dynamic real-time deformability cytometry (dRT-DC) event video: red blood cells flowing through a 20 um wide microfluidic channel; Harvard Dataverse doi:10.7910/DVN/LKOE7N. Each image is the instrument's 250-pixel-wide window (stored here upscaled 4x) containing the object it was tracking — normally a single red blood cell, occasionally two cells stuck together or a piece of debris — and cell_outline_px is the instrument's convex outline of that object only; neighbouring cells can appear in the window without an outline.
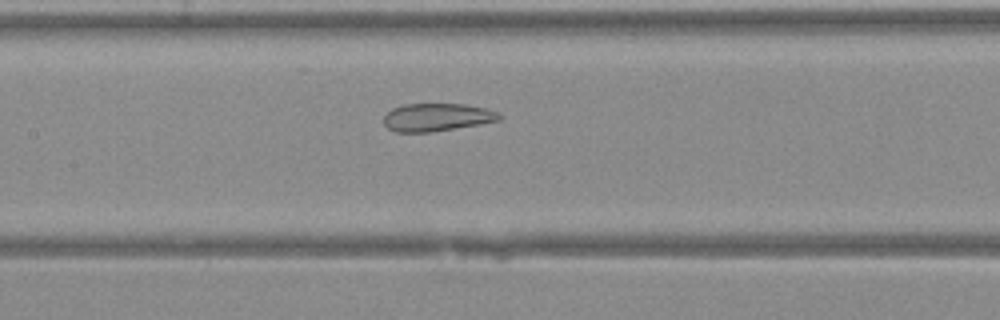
{"species": "Egyptian fruit bat (a non-hibernating species)", "species_latin": "Rousettus aegyptiacus", "temperature_condition": "warm", "stored_images_in_passage": 37, "camera_frame_rate_fps": 3000, "um_per_image_px": 0.085, "animal": {"sex": "female"}, "frame": {"image": 1, "passage_image": 16, "time_ms": 5.0, "image_size_px": [1000, 320], "cell_outline_px": [[500, 120], [480, 124], [432, 132], [396, 132], [388, 128], [384, 124], [384, 116], [392, 108], [404, 104], [464, 104], [488, 108], [496, 112], [500, 116]], "centroid_in_image_um": [37.12, 9.96], "position_along_channel_um": 170.3, "area_um2": 18.73}}
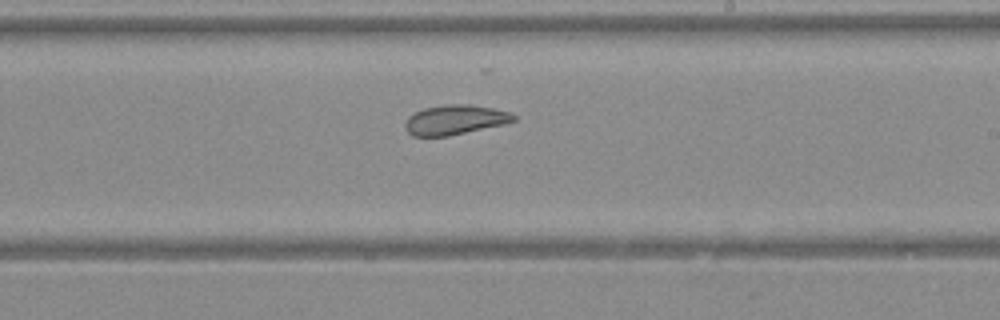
{"frame": {"image": 2, "passage_image": 21, "time_ms": 6.667, "image_size_px": [1000, 320], "cell_outline_px": [[516, 120], [504, 124], [448, 136], [412, 136], [404, 128], [404, 124], [408, 116], [424, 108], [444, 104], [472, 104], [492, 108], [508, 112], [516, 116]], "centroid_in_image_um": [38.64, 10.18], "position_along_channel_um": 250.4, "area_um2": 18.79}}
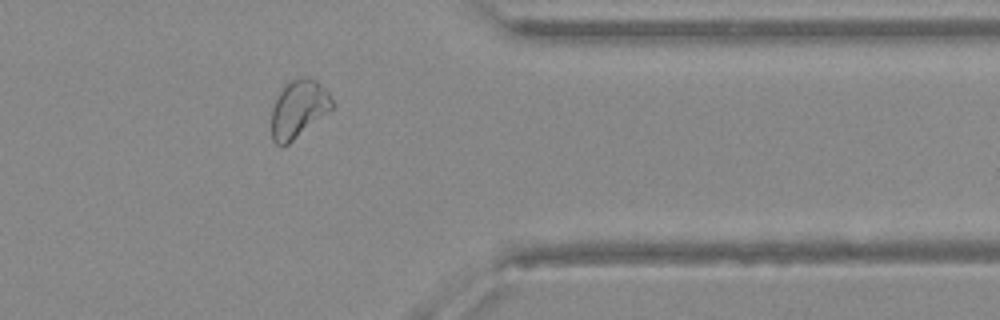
{"frame": {"image": 3, "passage_image": 30, "time_ms": 9.667, "image_size_px": [1000, 320], "cell_outline_px": [[336, 108], [288, 144], [280, 148], [272, 140], [272, 108], [280, 92], [292, 80], [308, 76], [316, 80], [328, 92], [336, 104]], "centroid_in_image_um": [25.43, 9.29], "position_along_channel_um": 386.0, "area_um2": 20.58}}